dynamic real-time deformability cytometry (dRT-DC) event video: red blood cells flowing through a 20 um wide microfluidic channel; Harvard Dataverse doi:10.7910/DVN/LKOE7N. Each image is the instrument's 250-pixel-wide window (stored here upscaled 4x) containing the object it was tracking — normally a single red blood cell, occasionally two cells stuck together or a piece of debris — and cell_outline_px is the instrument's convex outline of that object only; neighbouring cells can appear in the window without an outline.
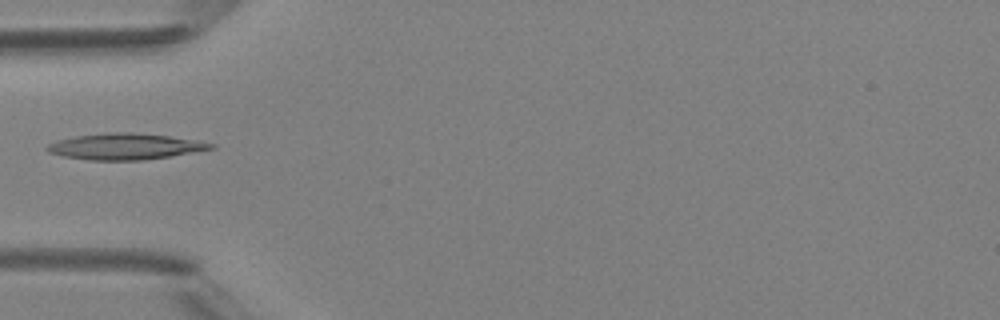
{"species": "Egyptian fruit bat (a non-hibernating species)", "species_latin": "Rousettus aegyptiacus", "temperature_condition": "room temperature", "stored_images_in_passage": 5, "camera_frame_rate_fps": 3000, "um_per_image_px": 0.085, "animal": {"sex": "female"}, "frame": {"image": 1, "passage_image": 5, "time_ms": 4.667, "image_size_px": [1000, 320], "cell_outline_px": [[216, 148], [144, 160], [88, 160], [64, 156], [48, 152], [44, 148], [48, 144], [56, 140], [76, 136], [108, 132], [132, 132], [168, 136], [216, 144]], "centroid_in_image_um": [10.58, 12.45], "position_along_channel_um": 74.4, "area_um2": 24.74}}